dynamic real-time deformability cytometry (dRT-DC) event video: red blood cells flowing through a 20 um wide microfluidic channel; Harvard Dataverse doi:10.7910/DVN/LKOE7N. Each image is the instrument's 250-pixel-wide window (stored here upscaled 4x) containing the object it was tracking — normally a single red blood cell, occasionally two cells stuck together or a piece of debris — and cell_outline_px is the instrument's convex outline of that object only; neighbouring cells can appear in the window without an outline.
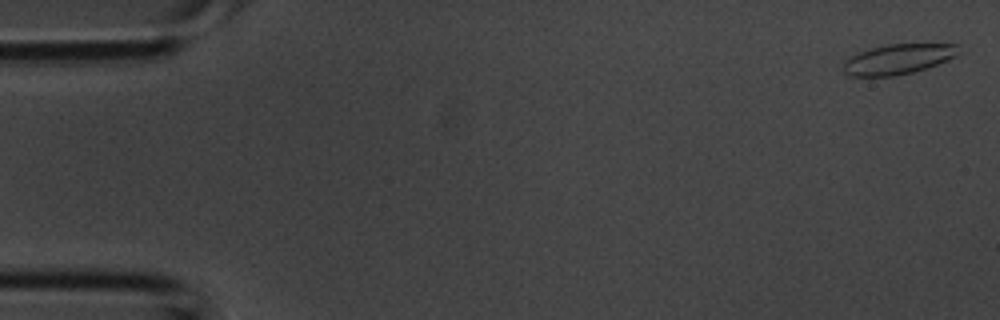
{"species": "common noctule bat (a hibernating species)", "species_latin": "Nyctalus noctula", "temperature_condition": "room temperature", "stored_images_in_passage": 38, "camera_frame_rate_fps": 3000, "um_per_image_px": 0.085, "animal": {"sex": "male", "body_mass_g": 20.1, "forearm_length_mm": 53.5}, "frame": {"image": 1, "passage_image": 1, "time_ms": 0.0, "image_size_px": [1000, 320], "cell_outline_px": [[960, 44], [956, 52], [952, 56], [936, 64], [912, 72], [892, 76], [848, 76], [844, 72], [844, 60], [848, 56], [872, 48], [888, 44]], "centroid_in_image_um": [76.24, 5.03], "position_along_channel_um": 8.8, "area_um2": 19.77}}
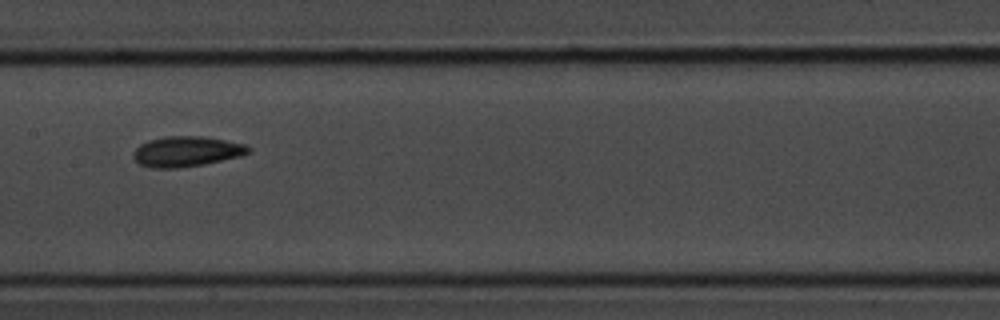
{"frame": {"image": 2, "passage_image": 19, "time_ms": 6.0, "image_size_px": [1000, 320], "cell_outline_px": [[252, 148], [248, 152], [240, 156], [204, 164], [176, 168], [152, 168], [140, 164], [132, 156], [132, 152], [140, 144], [148, 140], [164, 136], [204, 136], [244, 144]], "centroid_in_image_um": [15.82, 12.87], "position_along_channel_um": 191.6, "area_um2": 20.29}}
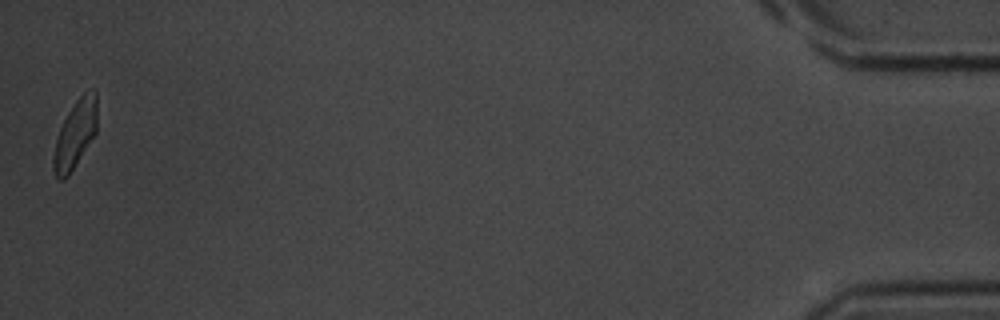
{"frame": {"image": 3, "passage_image": 38, "time_ms": 12.333, "image_size_px": [1000, 320], "cell_outline_px": [[96, 132], [68, 176], [64, 180], [60, 180], [56, 176], [52, 168], [52, 160], [56, 136], [68, 112], [76, 100], [84, 92], [96, 88]], "centroid_in_image_um": [6.37, 11.42], "position_along_channel_um": 428.8, "area_um2": 17.11}}